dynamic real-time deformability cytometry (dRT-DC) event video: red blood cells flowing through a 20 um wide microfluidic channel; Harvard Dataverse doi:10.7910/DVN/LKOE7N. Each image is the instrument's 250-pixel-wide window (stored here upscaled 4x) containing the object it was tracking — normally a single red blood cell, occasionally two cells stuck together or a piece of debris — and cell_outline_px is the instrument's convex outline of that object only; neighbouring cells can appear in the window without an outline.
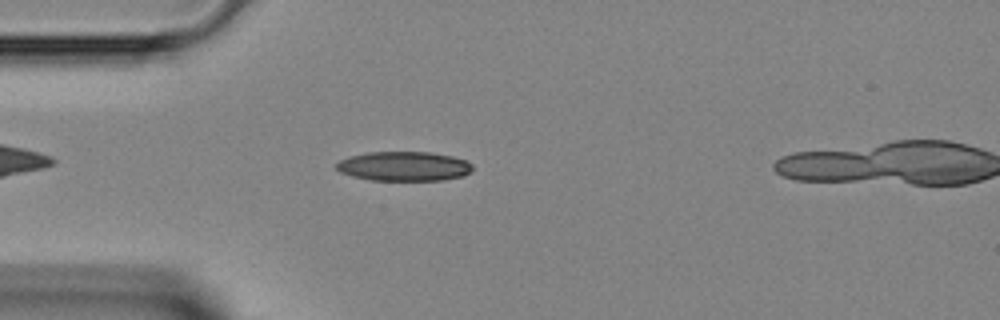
{"species": "Egyptian fruit bat (a non-hibernating species)", "species_latin": "Rousettus aegyptiacus", "temperature_condition": "room temperature", "stored_images_in_passage": 32, "camera_frame_rate_fps": 3000, "um_per_image_px": 0.085, "animal": {"sex": "female"}, "frame": {"image": 1, "passage_image": 5, "time_ms": 1.333, "image_size_px": [1000, 320], "cell_outline_px": [[472, 172], [464, 176], [444, 180], [372, 180], [352, 176], [340, 172], [336, 168], [336, 164], [340, 160], [348, 156], [368, 152], [428, 152], [452, 156], [464, 160], [472, 164]], "centroid_in_image_um": [34.34, 14.13], "position_along_channel_um": 50.7, "area_um2": 23.41}}
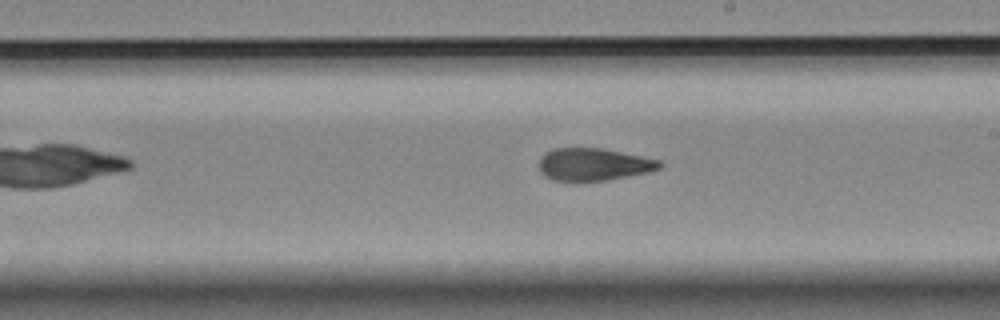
{"frame": {"image": 2, "passage_image": 18, "time_ms": 5.667, "image_size_px": [1000, 320], "cell_outline_px": [[664, 164], [660, 168], [648, 172], [608, 180], [572, 184], [552, 180], [544, 176], [540, 172], [540, 156], [544, 152], [552, 148], [604, 148], [660, 160]], "centroid_in_image_um": [50.4, 14.01], "position_along_channel_um": 238.6, "area_um2": 23.64}}
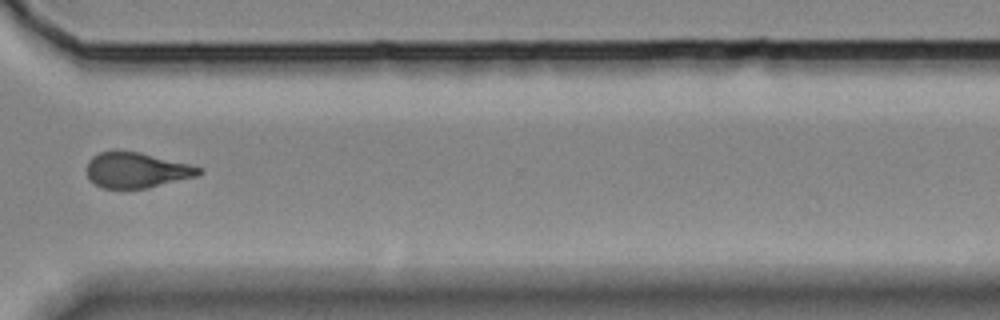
{"frame": {"image": 3, "passage_image": 26, "time_ms": 8.333, "image_size_px": [1000, 320], "cell_outline_px": [[204, 172], [196, 176], [148, 188], [104, 188], [88, 180], [88, 160], [92, 156], [100, 152], [140, 152], [204, 168]], "centroid_in_image_um": [11.63, 14.47], "position_along_channel_um": 359.0, "area_um2": 22.83}}